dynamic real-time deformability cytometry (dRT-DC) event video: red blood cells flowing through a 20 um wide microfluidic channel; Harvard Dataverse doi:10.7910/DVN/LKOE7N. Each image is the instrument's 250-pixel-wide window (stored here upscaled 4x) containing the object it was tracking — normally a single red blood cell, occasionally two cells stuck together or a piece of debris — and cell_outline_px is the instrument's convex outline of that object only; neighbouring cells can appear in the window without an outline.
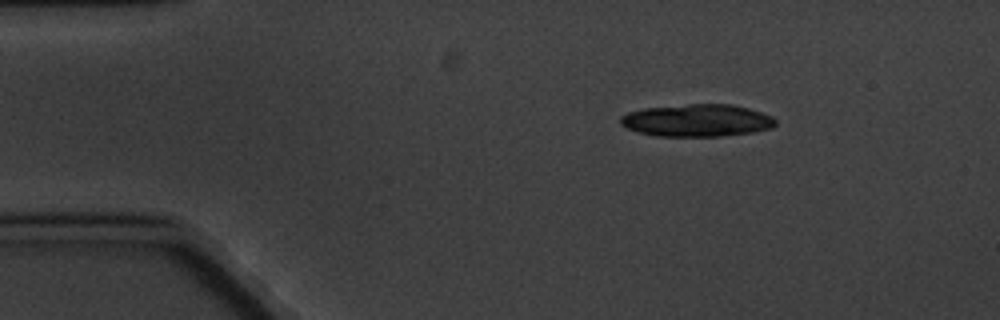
{"species": "common noctule bat (a hibernating species)", "species_latin": "Nyctalus noctula", "temperature_condition": "cold", "stored_images_in_passage": 9, "segment_of_instrument_passage": [1, 2], "camera_frame_rate_fps": 3000, "um_per_image_px": 0.085, "animal": {"sex": "male", "body_mass_g": 20.1, "forearm_length_mm": 53.5}, "frame": {"image": 1, "passage_image": 1, "time_ms": 0.0, "image_size_px": [1000, 320], "cell_outline_px": [[776, 124], [772, 128], [752, 132], [716, 136], [656, 136], [640, 132], [628, 128], [620, 124], [620, 116], [628, 112], [644, 108], [688, 104], [732, 104], [748, 108], [772, 116], [776, 120]], "centroid_in_image_um": [59.24, 10.23], "position_along_channel_um": 25.8, "area_um2": 29.13}}